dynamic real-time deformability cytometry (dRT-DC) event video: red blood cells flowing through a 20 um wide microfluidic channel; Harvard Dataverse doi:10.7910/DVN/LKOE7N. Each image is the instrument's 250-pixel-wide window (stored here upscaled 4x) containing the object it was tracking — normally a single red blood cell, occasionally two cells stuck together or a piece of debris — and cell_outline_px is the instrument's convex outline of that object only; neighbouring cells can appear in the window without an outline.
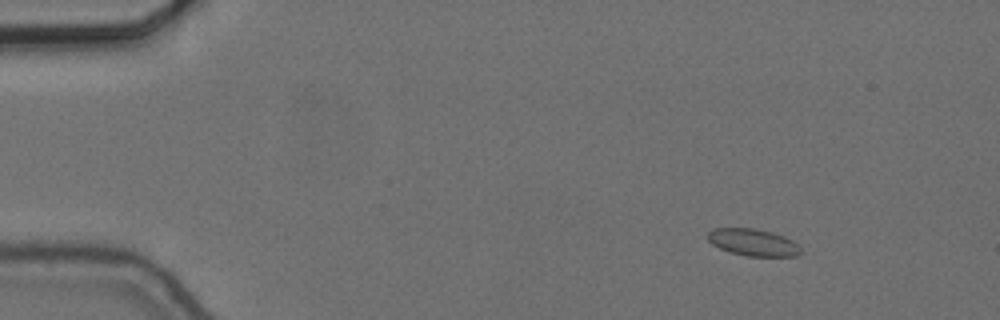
{"species": "common noctule bat (a hibernating species)", "species_latin": "Nyctalus noctula", "temperature_condition": "cold", "stored_images_in_passage": 56, "camera_frame_rate_fps": 3000, "um_per_image_px": 0.085, "animal": {"sex": "female", "body_mass_g": 24.6, "forearm_length_mm": 56.2}, "frame": {"image": 1, "passage_image": 6, "time_ms": 1.667, "image_size_px": [1000, 320], "cell_outline_px": [[800, 256], [748, 256], [728, 252], [712, 244], [708, 240], [708, 232], [716, 228], [752, 228], [772, 232], [784, 236], [792, 240], [800, 248]], "centroid_in_image_um": [64.01, 20.6], "position_along_channel_um": 21.0, "area_um2": 14.57}}
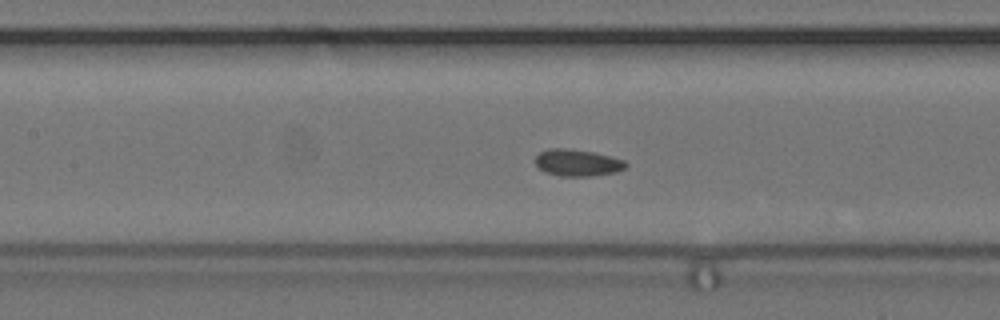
{"frame": {"image": 2, "passage_image": 25, "time_ms": 8.0, "image_size_px": [1000, 320], "cell_outline_px": [[628, 164], [624, 168], [616, 172], [592, 176], [560, 176], [544, 172], [536, 164], [536, 156], [540, 152], [548, 148], [568, 148], [592, 152], [624, 160]], "centroid_in_image_um": [49.06, 13.83], "position_along_channel_um": 158.3, "area_um2": 14.05}}
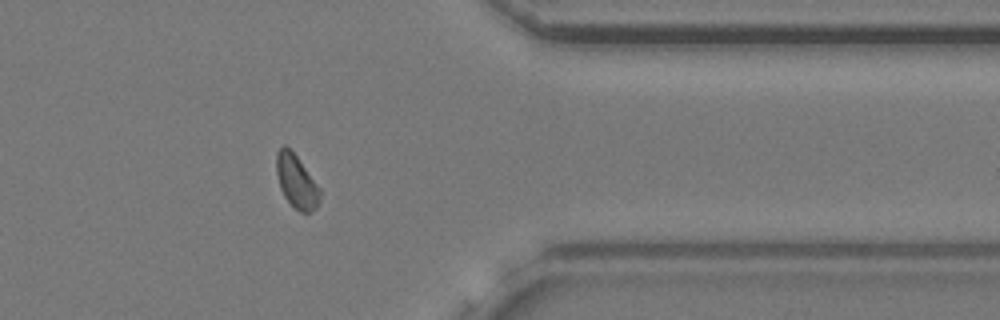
{"frame": {"image": 3, "passage_image": 45, "time_ms": 14.667, "image_size_px": [1000, 320], "cell_outline_px": [[320, 196], [316, 208], [308, 212], [300, 212], [292, 208], [284, 196], [280, 188], [276, 172], [276, 152], [284, 144], [296, 156], [320, 188]], "centroid_in_image_um": [25.17, 15.45], "position_along_channel_um": 386.2, "area_um2": 13.41}, "authors_computed_cell_mechanics": {"area_um2": 13.9876, "velocity_mm_per_s": 3.6389, "shape_relaxation_time_tau1_ms": 7.0375, "shape_relaxation_time_tau2_ms": 8.0377, "deformation_change_tau1": 0.0788, "deformation_change_tau2": 0.0705}}